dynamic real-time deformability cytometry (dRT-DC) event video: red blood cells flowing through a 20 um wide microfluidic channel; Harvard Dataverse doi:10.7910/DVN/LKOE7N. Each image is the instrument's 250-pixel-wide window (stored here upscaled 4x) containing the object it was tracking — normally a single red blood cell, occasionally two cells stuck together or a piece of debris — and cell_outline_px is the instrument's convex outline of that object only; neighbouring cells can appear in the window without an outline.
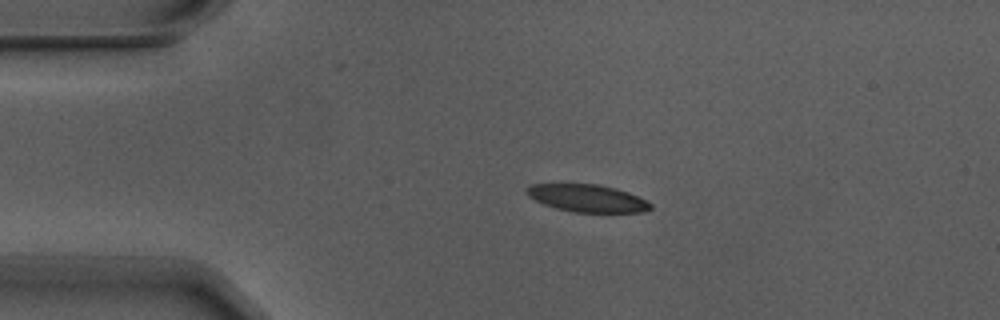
{"species": "Egyptian fruit bat (a non-hibernating species)", "species_latin": "Rousettus aegyptiacus", "temperature_condition": "warm", "stored_images_in_passage": 4, "segment_of_instrument_passage": [1, 2], "camera_frame_rate_fps": 3000, "um_per_image_px": 0.085, "animal": {"sex": "male"}, "frame": {"image": 1, "passage_image": 2, "time_ms": 0.333, "image_size_px": [1000, 320], "cell_outline_px": [[652, 208], [644, 212], [572, 212], [556, 208], [544, 204], [528, 196], [524, 192], [524, 188], [528, 184], [600, 184], [616, 188], [628, 192], [652, 204]], "centroid_in_image_um": [49.87, 16.84], "position_along_channel_um": 35.1, "area_um2": 19.88}}